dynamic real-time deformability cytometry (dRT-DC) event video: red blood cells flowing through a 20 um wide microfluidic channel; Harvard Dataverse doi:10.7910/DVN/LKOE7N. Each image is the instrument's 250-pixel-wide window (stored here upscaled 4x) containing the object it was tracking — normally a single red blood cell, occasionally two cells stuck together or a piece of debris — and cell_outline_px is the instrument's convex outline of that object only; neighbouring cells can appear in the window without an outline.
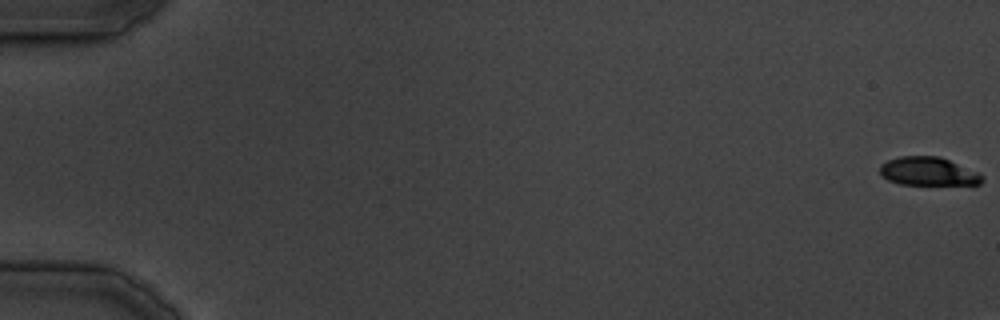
{"species": "common noctule bat (a hibernating species)", "species_latin": "Nyctalus noctula", "temperature_condition": "cold", "stored_images_in_passage": 10, "camera_frame_rate_fps": 3000, "um_per_image_px": 0.085, "animal": {"sex": "male", "body_mass_g": 19.5, "forearm_length_mm": 54.6}, "frame": {"image": 1, "passage_image": 1, "time_ms": 0.0, "image_size_px": [1000, 320], "cell_outline_px": [[984, 180], [980, 184], [900, 184], [888, 180], [880, 172], [880, 164], [888, 160], [900, 156], [940, 156], [980, 172], [984, 176]], "centroid_in_image_um": [78.94, 14.56], "position_along_channel_um": 6.1, "area_um2": 16.99}}